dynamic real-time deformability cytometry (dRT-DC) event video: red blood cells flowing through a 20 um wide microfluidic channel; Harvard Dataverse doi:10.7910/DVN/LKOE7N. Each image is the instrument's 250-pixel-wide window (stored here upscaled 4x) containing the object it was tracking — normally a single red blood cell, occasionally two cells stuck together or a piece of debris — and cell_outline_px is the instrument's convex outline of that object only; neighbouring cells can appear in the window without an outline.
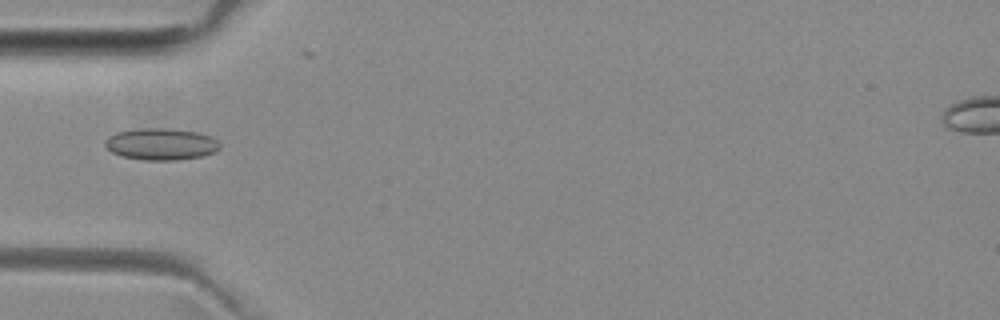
{"species": "common noctule bat (a hibernating species)", "species_latin": "Nyctalus noctula", "temperature_condition": "room temperature", "stored_images_in_passage": 3, "camera_frame_rate_fps": 3000, "um_per_image_px": 0.085, "animal": {"sex": "female", "body_mass_g": 29.2, "forearm_length_mm": 56.3}, "frame": {"image": 1, "passage_image": 2, "time_ms": 1.0, "image_size_px": [1000, 320], "cell_outline_px": [[220, 148], [216, 152], [204, 156], [176, 160], [144, 160], [120, 156], [112, 152], [104, 144], [104, 140], [108, 136], [116, 132], [136, 128], [168, 128], [196, 132], [212, 136], [220, 144]], "centroid_in_image_um": [13.69, 12.25], "position_along_channel_um": 71.3, "area_um2": 21.5}}